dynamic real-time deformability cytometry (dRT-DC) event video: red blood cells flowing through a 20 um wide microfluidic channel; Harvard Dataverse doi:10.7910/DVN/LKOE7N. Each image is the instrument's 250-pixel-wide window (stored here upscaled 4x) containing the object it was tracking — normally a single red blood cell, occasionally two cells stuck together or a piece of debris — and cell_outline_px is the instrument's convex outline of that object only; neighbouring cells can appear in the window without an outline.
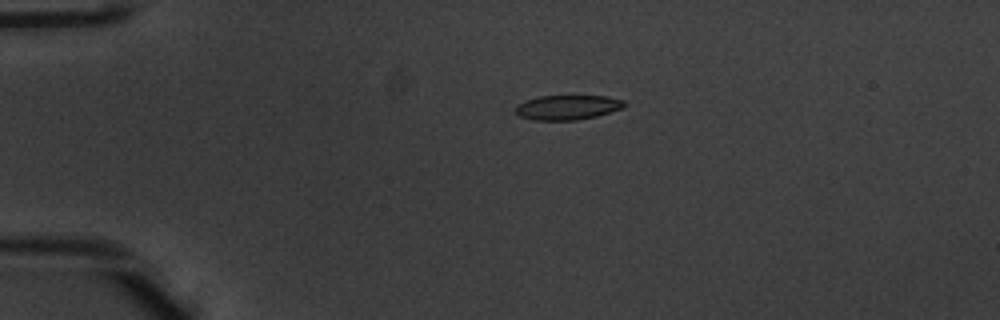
{"species": "common noctule bat (a hibernating species)", "species_latin": "Nyctalus noctula", "temperature_condition": "warm", "stored_images_in_passage": 42, "camera_frame_rate_fps": 3000, "um_per_image_px": 0.085, "animal": {"sex": "male", "body_mass_g": 20.1, "forearm_length_mm": 53.5}, "frame": {"image": 1, "passage_image": 2, "time_ms": 0.333, "image_size_px": [1000, 320], "cell_outline_px": [[628, 104], [624, 108], [596, 116], [576, 120], [532, 120], [520, 116], [516, 112], [516, 104], [524, 100], [540, 96], [608, 96], [624, 100]], "centroid_in_image_um": [48.26, 9.12], "position_along_channel_um": 36.7, "area_um2": 15.78}}
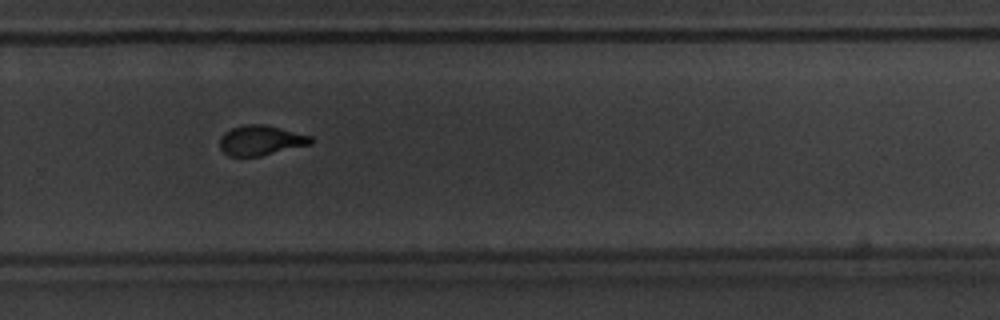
{"frame": {"image": 2, "passage_image": 26, "time_ms": 8.333, "image_size_px": [1000, 320], "cell_outline_px": [[312, 144], [260, 156], [228, 156], [220, 148], [220, 136], [224, 132], [232, 128], [244, 124], [264, 124], [312, 136]], "centroid_in_image_um": [22.15, 11.93], "position_along_channel_um": 307.6, "area_um2": 15.9}}
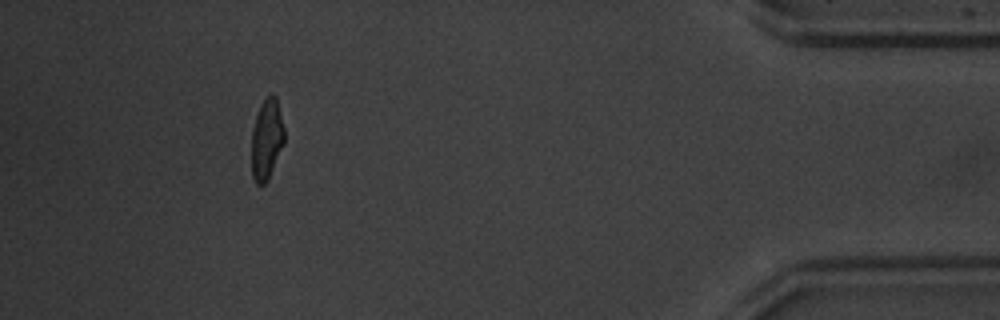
{"frame": {"image": 3, "passage_image": 38, "time_ms": 12.333, "image_size_px": [1000, 320], "cell_outline_px": [[284, 144], [268, 180], [264, 184], [256, 184], [252, 176], [252, 132], [256, 116], [260, 104], [272, 92], [276, 96], [284, 128]], "centroid_in_image_um": [22.67, 11.84], "position_along_channel_um": 412.5, "area_um2": 15.37}, "authors_computed_cell_mechanics": {"area_um2": 16.2418, "velocity_mm_per_s": 3.9437, "shape_relaxation_time_tau1_ms": 3.0953, "shape_relaxation_time_tau2_ms": 0.9213, "deformation_change_tau1": 0.2004, "deformation_change_tau2": 0.0893}}